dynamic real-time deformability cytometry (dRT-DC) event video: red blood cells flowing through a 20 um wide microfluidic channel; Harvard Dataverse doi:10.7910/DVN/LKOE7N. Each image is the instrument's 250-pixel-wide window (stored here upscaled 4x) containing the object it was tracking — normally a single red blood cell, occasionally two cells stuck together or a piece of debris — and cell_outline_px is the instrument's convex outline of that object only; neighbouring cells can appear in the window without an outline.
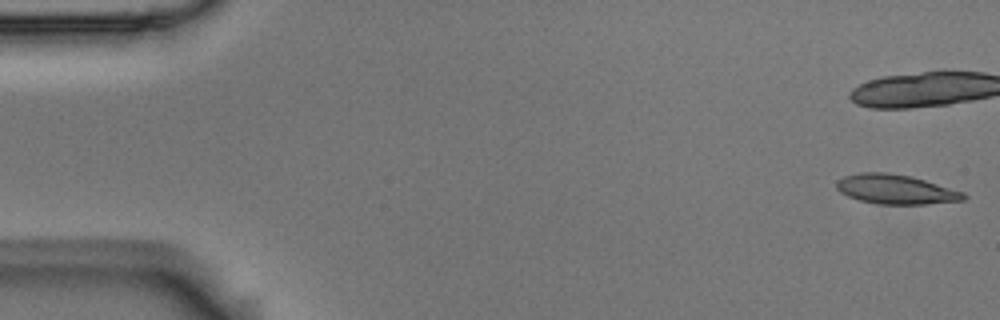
{"species": "Egyptian fruit bat (a non-hibernating species)", "species_latin": "Rousettus aegyptiacus", "temperature_condition": "room temperature", "stored_images_in_passage": 19, "camera_frame_rate_fps": 3000, "um_per_image_px": 0.085, "animal": {"sex": "male"}, "frame": {"image": 1, "passage_image": 1, "time_ms": 0.0, "image_size_px": [1000, 320], "cell_outline_px": [[968, 196], [964, 200], [928, 204], [880, 204], [860, 200], [848, 196], [840, 192], [836, 188], [836, 180], [844, 176], [860, 172], [884, 172], [908, 176], [924, 180], [964, 192]], "centroid_in_image_um": [76.12, 16.09], "position_along_channel_um": 8.9, "area_um2": 21.73}}